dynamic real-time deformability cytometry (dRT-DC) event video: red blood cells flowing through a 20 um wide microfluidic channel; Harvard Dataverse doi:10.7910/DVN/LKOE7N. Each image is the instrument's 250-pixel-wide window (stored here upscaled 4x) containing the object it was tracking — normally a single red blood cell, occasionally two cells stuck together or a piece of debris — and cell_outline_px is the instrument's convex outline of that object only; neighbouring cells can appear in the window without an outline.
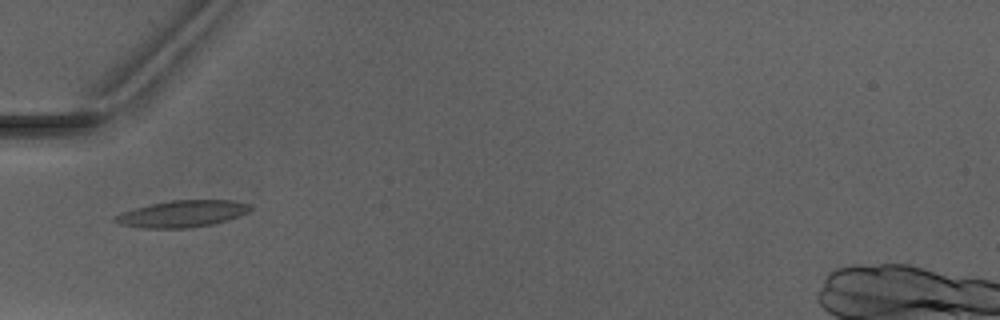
{"species": "Egyptian fruit bat (a non-hibernating species)", "species_latin": "Rousettus aegyptiacus", "temperature_condition": "warm", "stored_images_in_passage": 1, "camera_frame_rate_fps": 3000, "um_per_image_px": 0.085, "animal": {"sex": "male"}, "frame": {"image": 1, "passage_image": 1, "time_ms": 0.0, "image_size_px": [1000, 320], "cell_outline_px": [[252, 208], [248, 212], [240, 216], [228, 220], [212, 224], [188, 228], [144, 228], [120, 224], [112, 220], [112, 216], [148, 204], [172, 200], [232, 200], [248, 204]], "centroid_in_image_um": [15.49, 18.17], "position_along_channel_um": 69.5, "area_um2": 21.04}}